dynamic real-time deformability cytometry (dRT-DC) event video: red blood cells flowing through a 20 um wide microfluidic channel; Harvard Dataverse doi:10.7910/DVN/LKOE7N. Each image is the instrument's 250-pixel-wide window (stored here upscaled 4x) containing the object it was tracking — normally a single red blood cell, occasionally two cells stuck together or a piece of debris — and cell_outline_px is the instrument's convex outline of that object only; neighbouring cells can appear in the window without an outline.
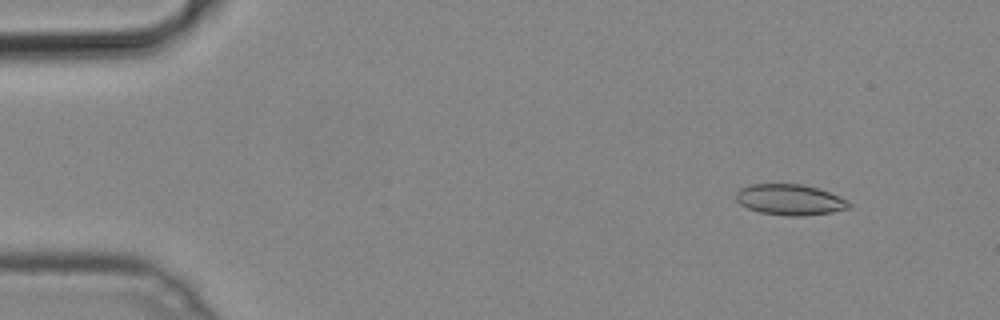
{"species": "common noctule bat (a hibernating species)", "species_latin": "Nyctalus noctula", "temperature_condition": "cold", "stored_images_in_passage": 51, "camera_frame_rate_fps": 3000, "um_per_image_px": 0.085, "animal": {"sex": "male", "body_mass_g": 19.2, "forearm_length_mm": 51.8}, "frame": {"image": 1, "passage_image": 6, "time_ms": 1.667, "image_size_px": [1000, 320], "cell_outline_px": [[852, 204], [848, 208], [832, 212], [804, 216], [788, 216], [760, 212], [748, 208], [740, 204], [736, 200], [736, 192], [740, 188], [752, 184], [800, 184], [816, 188], [828, 192], [848, 200]], "centroid_in_image_um": [67.13, 16.98], "position_along_channel_um": 17.9, "area_um2": 20.17}}
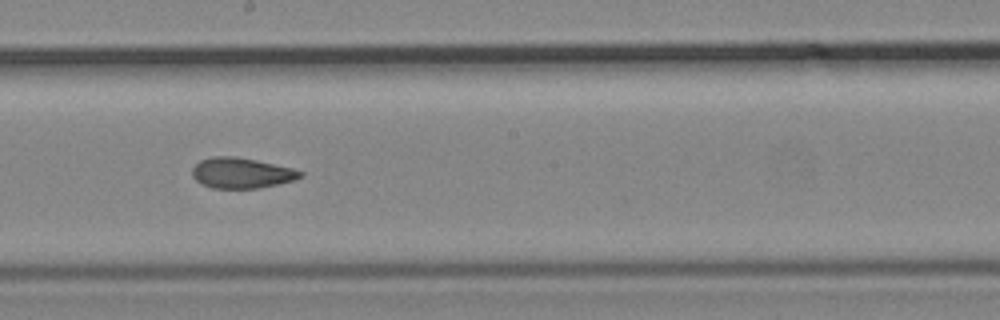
{"frame": {"image": 2, "passage_image": 29, "time_ms": 9.333, "image_size_px": [1000, 320], "cell_outline_px": [[304, 176], [292, 180], [276, 184], [256, 188], [212, 188], [196, 180], [192, 176], [192, 168], [200, 160], [212, 156], [236, 156], [256, 160], [292, 168], [304, 172]], "centroid_in_image_um": [20.51, 14.69], "position_along_channel_um": 227.7, "area_um2": 19.07}}
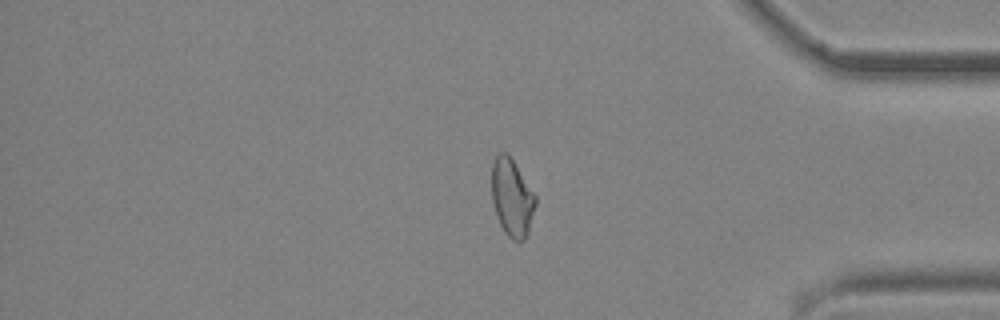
{"frame": {"image": 3, "passage_image": 43, "time_ms": 14.0, "image_size_px": [1000, 320], "cell_outline_px": [[536, 204], [528, 232], [524, 240], [512, 240], [504, 232], [496, 216], [492, 200], [492, 164], [496, 156], [500, 152], [508, 152], [536, 196]], "centroid_in_image_um": [43.51, 16.79], "position_along_channel_um": 391.7, "area_um2": 19.77}}